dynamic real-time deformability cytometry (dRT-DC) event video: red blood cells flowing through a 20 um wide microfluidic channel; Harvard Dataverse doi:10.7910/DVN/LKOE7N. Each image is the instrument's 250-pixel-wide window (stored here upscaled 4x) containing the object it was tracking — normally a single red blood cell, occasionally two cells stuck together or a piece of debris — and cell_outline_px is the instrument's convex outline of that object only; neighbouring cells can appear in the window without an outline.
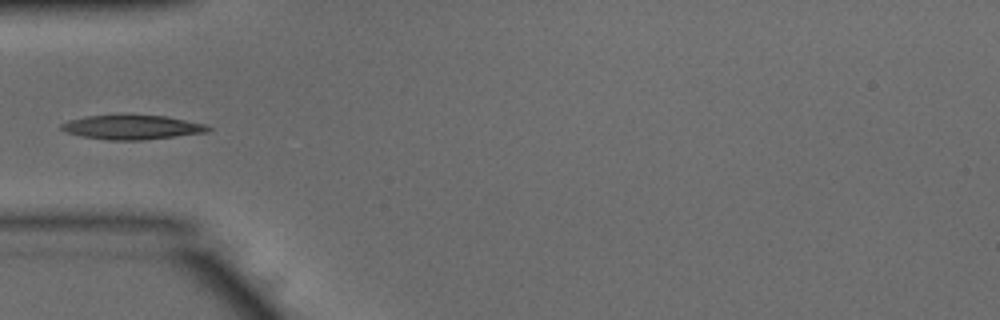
{"species": "common noctule bat (a hibernating species)", "species_latin": "Nyctalus noctula", "temperature_condition": "warm", "stored_images_in_passage": 36, "camera_frame_rate_fps": 3000, "um_per_image_px": 0.085, "animal": {"sex": "male", "body_mass_g": 15.6}, "frame": {"image": 1, "passage_image": 1, "time_ms": 0.0, "image_size_px": [1000, 320], "cell_outline_px": [[212, 128], [208, 132], [144, 140], [108, 140], [84, 136], [64, 132], [60, 128], [60, 124], [68, 120], [84, 116], [168, 116], [204, 124]], "centroid_in_image_um": [11.21, 10.82], "position_along_channel_um": 73.8, "area_um2": 20.52}}
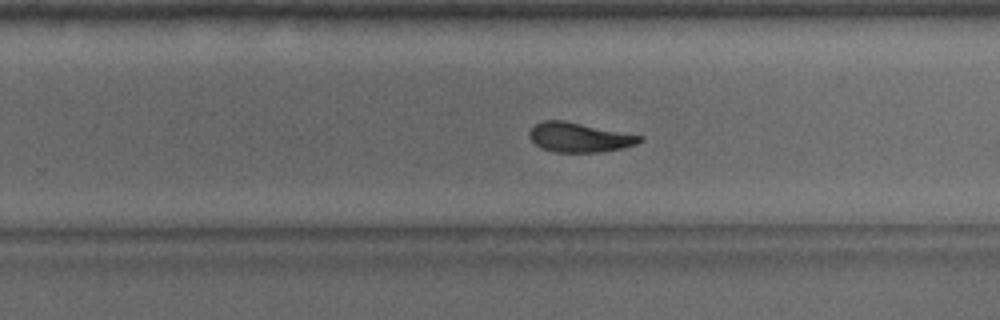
{"frame": {"image": 2, "passage_image": 17, "time_ms": 5.333, "image_size_px": [1000, 320], "cell_outline_px": [[644, 140], [636, 144], [620, 148], [600, 152], [556, 152], [544, 148], [536, 144], [528, 136], [528, 132], [536, 124], [544, 120], [564, 120], [644, 136]], "centroid_in_image_um": [49.26, 11.66], "position_along_channel_um": 280.5, "area_um2": 18.84}}
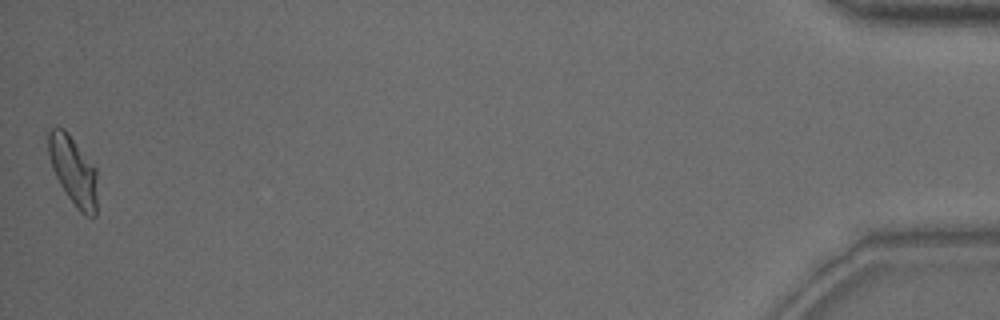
{"frame": {"image": 3, "passage_image": 36, "time_ms": 11.667, "image_size_px": [1000, 320], "cell_outline_px": [[96, 216], [88, 216], [80, 212], [76, 208], [60, 184], [52, 168], [48, 156], [44, 132], [56, 124], [64, 128], [68, 132], [96, 168]], "centroid_in_image_um": [6.16, 14.4], "position_along_channel_um": 429.0, "area_um2": 20.11}}